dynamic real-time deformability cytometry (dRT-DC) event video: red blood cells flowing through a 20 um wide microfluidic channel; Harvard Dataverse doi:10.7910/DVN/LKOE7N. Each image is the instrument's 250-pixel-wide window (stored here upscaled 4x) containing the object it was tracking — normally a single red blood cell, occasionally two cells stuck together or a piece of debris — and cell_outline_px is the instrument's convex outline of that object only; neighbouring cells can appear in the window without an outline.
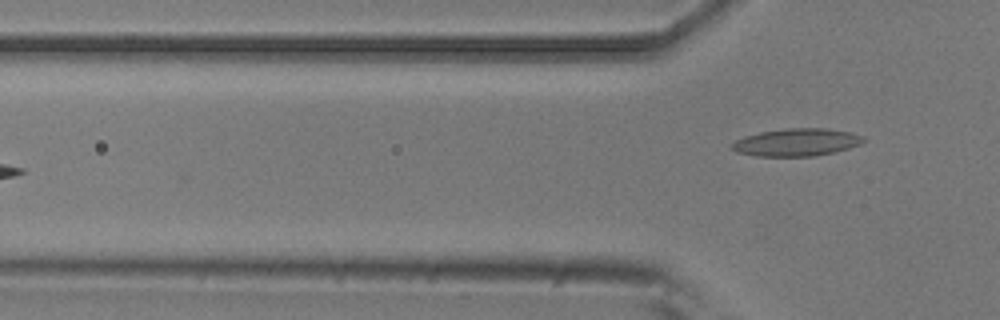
{"species": "common noctule bat (a hibernating species)", "species_latin": "Nyctalus noctula", "temperature_condition": "room temperature", "stored_images_in_passage": 6, "camera_frame_rate_fps": 3000, "um_per_image_px": 0.085, "animal": {"sex": "male", "body_mass_g": 20.5, "forearm_length_mm": 52.5}, "frame": {"image": 1, "passage_image": 6, "time_ms": 1.667, "image_size_px": [1000, 320], "cell_outline_px": [[868, 140], [860, 144], [836, 152], [812, 156], [756, 156], [736, 152], [728, 148], [728, 144], [744, 136], [760, 132], [784, 128], [828, 128], [852, 132], [864, 136]], "centroid_in_image_um": [67.7, 12.09], "position_along_channel_um": 58.1, "area_um2": 21.56}}